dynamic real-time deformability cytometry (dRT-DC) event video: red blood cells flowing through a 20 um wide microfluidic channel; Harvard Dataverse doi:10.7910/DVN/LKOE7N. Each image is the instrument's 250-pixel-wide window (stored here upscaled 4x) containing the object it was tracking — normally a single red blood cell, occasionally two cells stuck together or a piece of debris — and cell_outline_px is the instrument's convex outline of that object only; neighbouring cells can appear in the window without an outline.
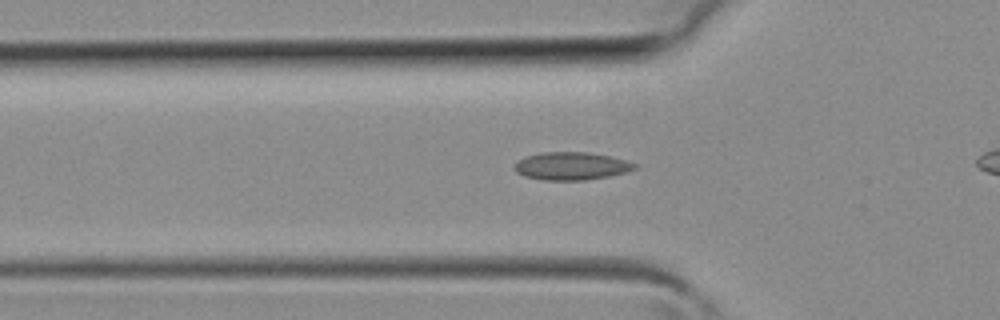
{"species": "common noctule bat (a hibernating species)", "species_latin": "Nyctalus noctula", "temperature_condition": "room temperature", "stored_images_in_passage": 32, "camera_frame_rate_fps": 3000, "um_per_image_px": 0.085, "animal": {"sex": "female", "body_mass_g": 19.3, "forearm_length_mm": 54.1}, "frame": {"image": 1, "passage_image": 13, "time_ms": 4.0, "image_size_px": [1000, 320], "cell_outline_px": [[636, 168], [624, 172], [608, 176], [584, 180], [544, 180], [524, 176], [516, 172], [516, 164], [524, 156], [540, 152], [588, 152], [608, 156], [624, 160], [636, 164]], "centroid_in_image_um": [48.53, 14.11], "position_along_channel_um": 77.3, "area_um2": 19.19}}
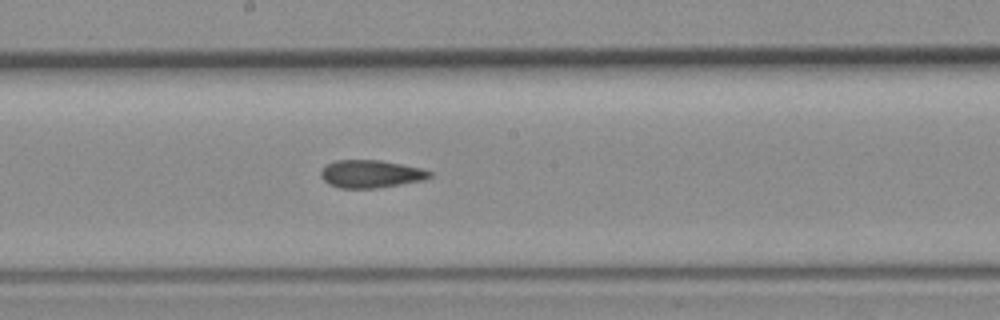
{"frame": {"image": 2, "passage_image": 21, "time_ms": 6.667, "image_size_px": [1000, 320], "cell_outline_px": [[432, 176], [424, 180], [376, 188], [340, 188], [328, 184], [320, 176], [320, 172], [328, 164], [336, 160], [380, 160], [420, 168], [432, 172]], "centroid_in_image_um": [31.51, 14.79], "position_along_channel_um": 216.7, "area_um2": 17.46}}
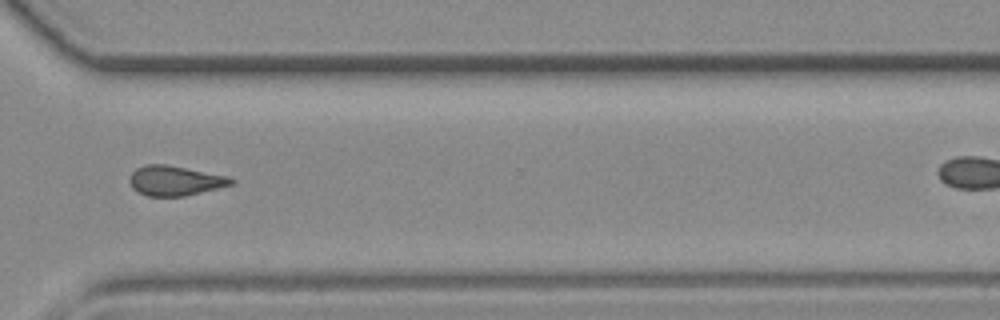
{"frame": {"image": 3, "passage_image": 29, "time_ms": 9.333, "image_size_px": [1000, 320], "cell_outline_px": [[236, 184], [184, 196], [148, 196], [132, 188], [128, 180], [132, 172], [136, 168], [144, 164], [164, 164], [228, 176], [236, 180]], "centroid_in_image_um": [14.89, 15.35], "position_along_channel_um": 355.7, "area_um2": 17.69}}